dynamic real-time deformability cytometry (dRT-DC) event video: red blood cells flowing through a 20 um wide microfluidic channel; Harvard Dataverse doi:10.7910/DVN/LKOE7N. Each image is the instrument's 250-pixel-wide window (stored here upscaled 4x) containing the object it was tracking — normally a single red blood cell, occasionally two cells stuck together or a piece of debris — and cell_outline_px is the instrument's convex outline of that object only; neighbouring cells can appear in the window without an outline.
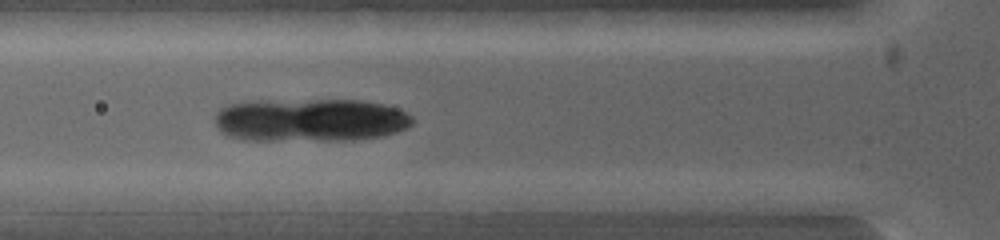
{"species": "common noctule bat (a hibernating species)", "species_latin": "Nyctalus noctula", "temperature_condition": "warm", "stored_images_in_passage": 3, "camera_frame_rate_fps": 5000, "um_per_image_px": 0.085, "animal": {"sex": "female", "body_mass_g": 19.0, "forearm_length_mm": 53.3}, "frame": {"image": 1, "passage_image": 3, "time_ms": 0.8, "image_size_px": [1000, 240], "cell_outline_px": [[604, 200], [592, 212], [496, 212], [492, 200], [556, 192], [560, 192]], "centroid_in_image_um": [46.54, 17.3], "position_along_channel_um": 79.3, "area_um2": 12.37}}